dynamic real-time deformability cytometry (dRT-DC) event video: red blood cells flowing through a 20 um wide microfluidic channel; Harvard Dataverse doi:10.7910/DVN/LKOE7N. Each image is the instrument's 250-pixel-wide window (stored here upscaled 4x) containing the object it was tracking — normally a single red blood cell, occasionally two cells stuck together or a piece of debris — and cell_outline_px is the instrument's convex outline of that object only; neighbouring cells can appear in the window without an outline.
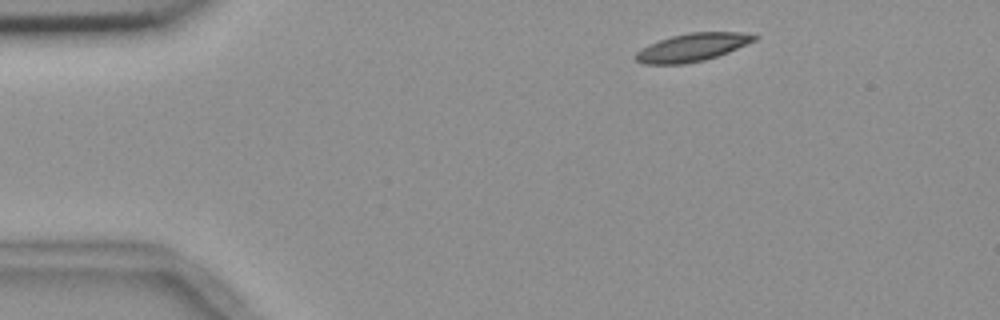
{"species": "common noctule bat (a hibernating species)", "species_latin": "Nyctalus noctula", "temperature_condition": "room temperature", "stored_images_in_passage": 48, "camera_frame_rate_fps": 3000, "um_per_image_px": 0.085, "animal": {"sex": "female", "body_mass_g": 18.4}, "frame": {"image": 1, "passage_image": 2, "time_ms": 0.333, "image_size_px": [1000, 320], "cell_outline_px": [[760, 36], [756, 40], [728, 52], [704, 60], [684, 64], [644, 64], [636, 60], [632, 56], [640, 48], [648, 44], [672, 36], [688, 32], [756, 32]], "centroid_in_image_um": [58.87, 4.01], "position_along_channel_um": 26.1, "area_um2": 19.59}}
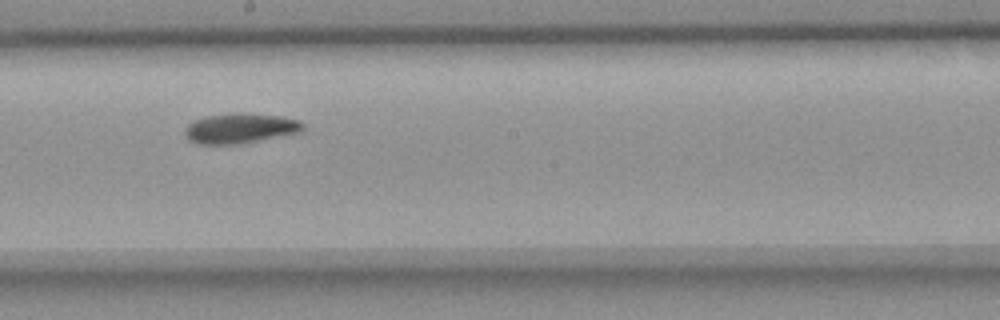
{"frame": {"image": 2, "passage_image": 24, "time_ms": 7.667, "image_size_px": [1000, 320], "cell_outline_px": [[304, 128], [300, 132], [236, 144], [200, 144], [188, 140], [184, 132], [188, 124], [196, 120], [208, 116], [236, 112], [240, 112], [280, 116], [300, 120], [304, 124]], "centroid_in_image_um": [20.42, 10.89], "position_along_channel_um": 227.8, "area_um2": 20.46}}
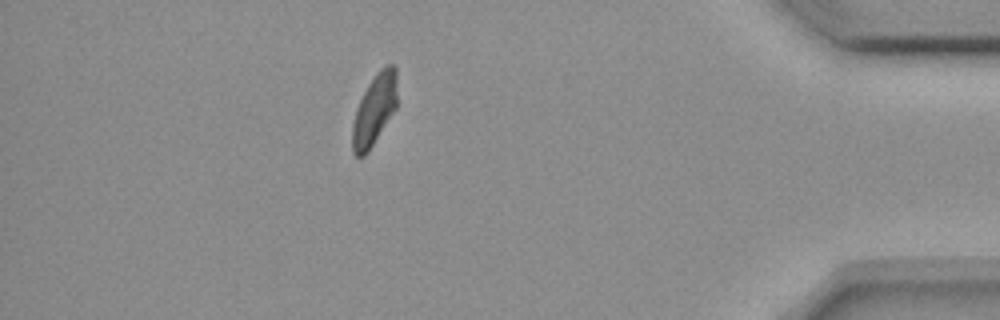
{"frame": {"image": 3, "passage_image": 42, "time_ms": 13.667, "image_size_px": [1000, 320], "cell_outline_px": [[396, 108], [368, 152], [364, 156], [356, 156], [352, 152], [352, 124], [356, 108], [368, 84], [376, 72], [380, 68], [388, 64], [396, 64]], "centroid_in_image_um": [31.81, 9.31], "position_along_channel_um": 403.4, "area_um2": 18.5}, "authors_computed_cell_mechanics": {"area_um2": 19.6809, "velocity_mm_per_s": 3.6641, "shape_relaxation_time_tau1_ms": 7.4231, "shape_relaxation_time_tau2_ms": null, "deformation_change_tau1": 0.1743, "deformation_change_tau2": null}}